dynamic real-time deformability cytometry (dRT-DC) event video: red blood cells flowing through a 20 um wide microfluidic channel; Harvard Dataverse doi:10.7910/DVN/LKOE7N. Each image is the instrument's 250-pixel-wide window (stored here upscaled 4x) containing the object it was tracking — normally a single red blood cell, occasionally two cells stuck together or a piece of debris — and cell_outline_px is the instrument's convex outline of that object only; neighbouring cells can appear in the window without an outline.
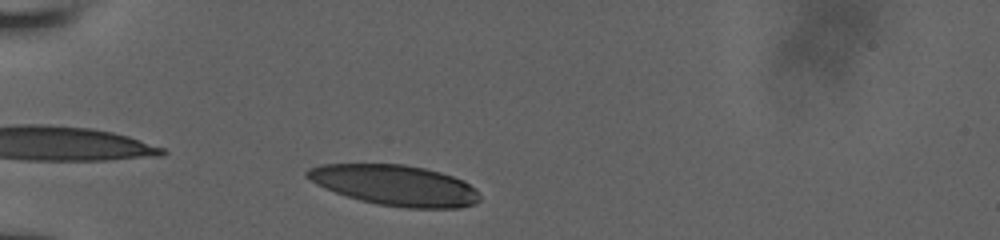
{"species": "human", "species_latin": "Homo sapiens", "temperature_condition": "room temperature", "stored_images_in_passage": 31, "camera_frame_rate_fps": 3000, "um_per_image_px": 0.085, "donor": {"sex": "male"}, "frame": {"image": 1, "passage_image": 2, "time_ms": 0.333, "image_size_px": [1000, 240], "cell_outline_px": [[480, 200], [476, 204], [460, 208], [408, 208], [380, 204], [360, 200], [336, 192], [316, 184], [304, 176], [304, 172], [308, 168], [320, 164], [404, 164], [424, 168], [440, 172], [464, 180], [476, 188], [480, 196]], "centroid_in_image_um": [33.6, 15.74], "position_along_channel_um": 51.4, "area_um2": 40.92}}
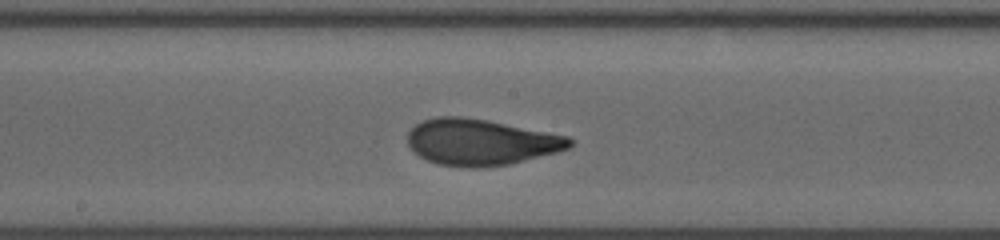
{"frame": {"image": 2, "passage_image": 16, "time_ms": 5.0, "image_size_px": [1000, 240], "cell_outline_px": [[576, 140], [572, 148], [508, 164], [476, 168], [472, 168], [440, 164], [428, 160], [420, 156], [408, 144], [408, 132], [416, 124], [424, 120], [436, 116], [460, 116], [488, 120], [568, 136]], "centroid_in_image_um": [40.9, 12.07], "position_along_channel_um": 207.3, "area_um2": 43.47}}
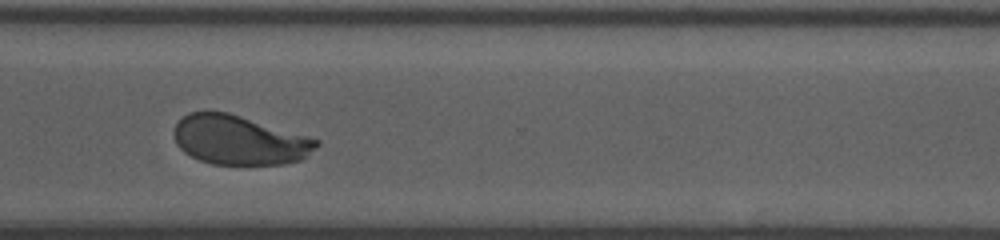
{"frame": {"image": 3, "passage_image": 27, "time_ms": 8.667, "image_size_px": [1000, 240], "cell_outline_px": [[320, 144], [300, 160], [284, 164], [212, 164], [200, 160], [184, 152], [176, 144], [172, 132], [176, 124], [188, 112], [228, 112], [308, 136], [320, 140]], "centroid_in_image_um": [20.32, 11.91], "position_along_channel_um": 350.3, "area_um2": 40.69}, "authors_computed_cell_mechanics": {"area_um2": 42.6564, "velocity_mm_per_s": 3.9041, "shape_relaxation_time_tau1_ms": 6.059, "shape_relaxation_time_tau2_ms": null, "deformation_change_tau1": 0.2338, "deformation_change_tau2": null}}